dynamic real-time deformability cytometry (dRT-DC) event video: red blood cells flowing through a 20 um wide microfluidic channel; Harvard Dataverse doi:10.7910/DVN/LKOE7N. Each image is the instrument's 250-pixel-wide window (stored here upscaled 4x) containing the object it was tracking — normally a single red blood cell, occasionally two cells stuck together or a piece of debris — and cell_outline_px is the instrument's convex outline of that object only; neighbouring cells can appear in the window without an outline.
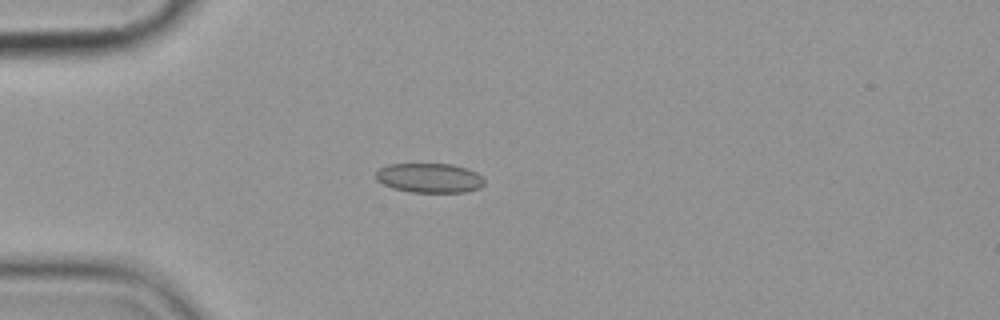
{"species": "common noctule bat (a hibernating species)", "species_latin": "Nyctalus noctula", "temperature_condition": "cold", "stored_images_in_passage": 5, "camera_frame_rate_fps": 3000, "um_per_image_px": 0.085, "animal": {"sex": "female", "body_mass_g": 19.9}, "frame": {"image": 1, "passage_image": 4, "time_ms": 3.667, "image_size_px": [1000, 320], "cell_outline_px": [[484, 184], [480, 188], [464, 192], [412, 192], [392, 188], [376, 180], [376, 172], [380, 168], [388, 164], [452, 164], [468, 168], [476, 172], [484, 180]], "centroid_in_image_um": [36.51, 15.12], "position_along_channel_um": 48.5, "area_um2": 18.67}}